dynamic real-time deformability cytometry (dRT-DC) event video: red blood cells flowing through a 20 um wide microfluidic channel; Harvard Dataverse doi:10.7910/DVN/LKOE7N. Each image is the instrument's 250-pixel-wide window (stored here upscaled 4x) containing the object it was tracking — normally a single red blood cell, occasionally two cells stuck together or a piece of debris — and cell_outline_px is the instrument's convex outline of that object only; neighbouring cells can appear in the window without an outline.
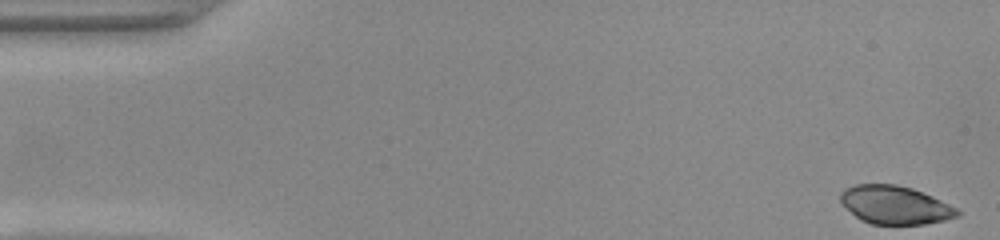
{"species": "common noctule bat (a hibernating species)", "species_latin": "Nyctalus noctula", "temperature_condition": "warm", "stored_images_in_passage": 49, "camera_frame_rate_fps": 3000, "um_per_image_px": 0.085, "animal": {"sex": "female", "body_mass_g": 22.0, "forearm_length_mm": 56.7}, "frame": {"image": 1, "passage_image": 1, "time_ms": 0.0, "image_size_px": [1000, 240], "cell_outline_px": [[960, 216], [944, 220], [924, 224], [872, 224], [860, 220], [840, 200], [840, 192], [844, 188], [856, 184], [896, 184], [912, 188], [932, 196], [956, 208], [960, 212]], "centroid_in_image_um": [76.07, 17.42], "position_along_channel_um": 8.9, "area_um2": 25.89}}
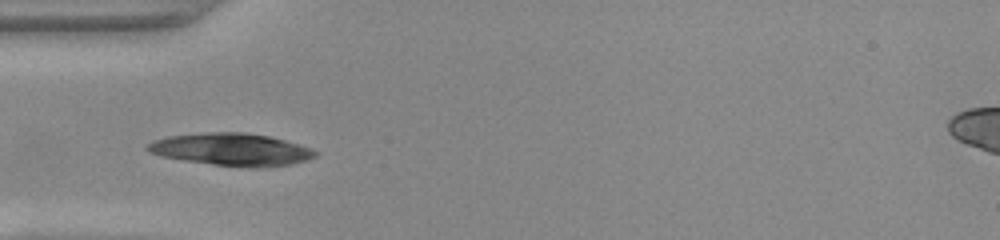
{"frame": {"image": 2, "passage_image": 15, "time_ms": 4.667, "image_size_px": [1000, 240], "cell_outline_px": [[316, 156], [308, 160], [292, 164], [256, 168], [252, 168], [212, 164], [184, 160], [160, 156], [148, 152], [144, 148], [152, 140], [168, 136], [208, 132], [244, 132], [268, 136], [300, 144], [312, 148], [316, 152]], "centroid_in_image_um": [19.66, 12.7], "position_along_channel_um": 65.3, "area_um2": 31.79}}